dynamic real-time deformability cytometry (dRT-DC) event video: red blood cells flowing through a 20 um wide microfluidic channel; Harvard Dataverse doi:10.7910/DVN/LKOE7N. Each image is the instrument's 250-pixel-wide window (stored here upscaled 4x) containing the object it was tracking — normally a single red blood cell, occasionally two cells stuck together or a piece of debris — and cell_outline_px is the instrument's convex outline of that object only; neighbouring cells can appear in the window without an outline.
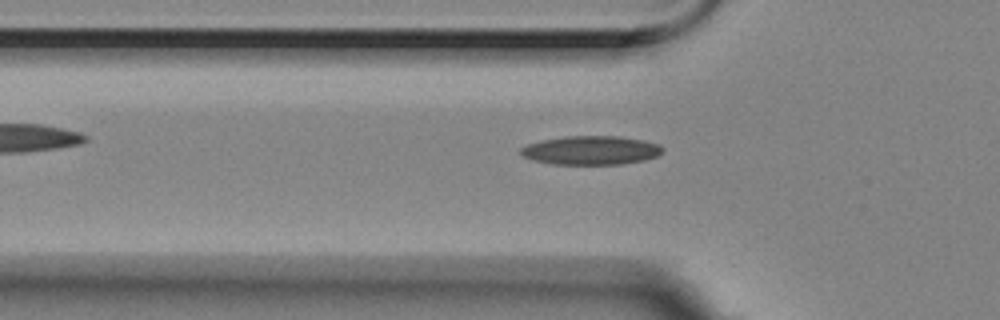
{"species": "Egyptian fruit bat (a non-hibernating species)", "species_latin": "Rousettus aegyptiacus", "temperature_condition": "room temperature", "stored_images_in_passage": 40, "camera_frame_rate_fps": 3000, "um_per_image_px": 0.085, "animal": {"sex": "female"}, "frame": {"image": 1, "passage_image": 6, "time_ms": 1.667, "image_size_px": [1000, 320], "cell_outline_px": [[664, 152], [656, 156], [644, 160], [620, 164], [552, 164], [532, 160], [524, 156], [520, 152], [520, 148], [528, 144], [540, 140], [564, 136], [620, 136], [644, 140], [660, 144], [664, 148]], "centroid_in_image_um": [50.25, 12.77], "position_along_channel_um": 75.5, "area_um2": 23.99}}
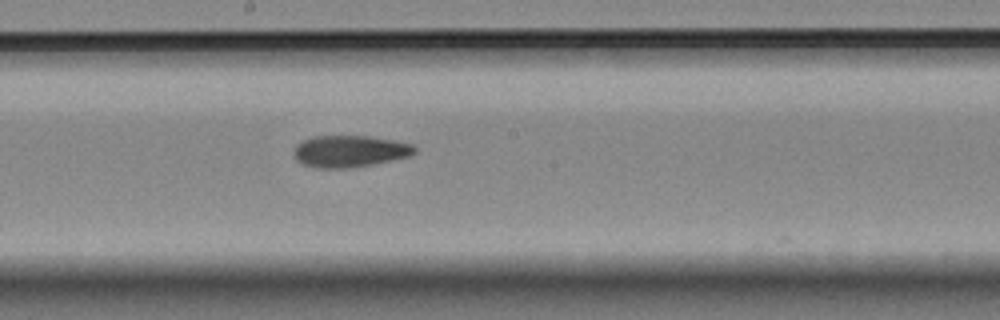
{"frame": {"image": 2, "passage_image": 18, "time_ms": 5.667, "image_size_px": [1000, 320], "cell_outline_px": [[416, 152], [412, 156], [352, 168], [316, 168], [300, 164], [292, 156], [292, 152], [296, 144], [312, 136], [368, 136], [392, 140], [412, 144], [416, 148]], "centroid_in_image_um": [29.68, 12.87], "position_along_channel_um": 218.5, "area_um2": 22.66}}
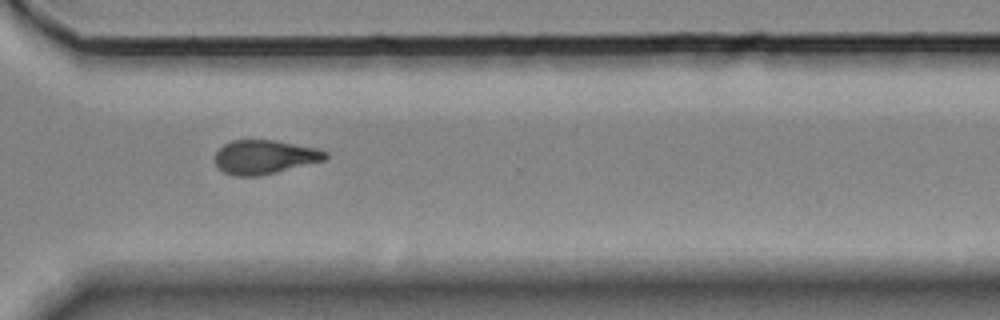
{"frame": {"image": 3, "passage_image": 29, "time_ms": 9.333, "image_size_px": [1000, 320], "cell_outline_px": [[328, 156], [324, 160], [276, 172], [256, 176], [232, 176], [224, 172], [216, 164], [216, 152], [224, 144], [232, 140], [276, 140], [320, 148], [328, 152]], "centroid_in_image_um": [22.52, 13.33], "position_along_channel_um": 348.1, "area_um2": 21.85}, "authors_computed_cell_mechanics": {"area_um2": 22.4264, "velocity_mm_per_s": 3.5367, "shape_relaxation_time_tau1_ms": null, "shape_relaxation_time_tau2_ms": 6.2104, "deformation_change_tau1": null, "deformation_change_tau2": 0.1484}}